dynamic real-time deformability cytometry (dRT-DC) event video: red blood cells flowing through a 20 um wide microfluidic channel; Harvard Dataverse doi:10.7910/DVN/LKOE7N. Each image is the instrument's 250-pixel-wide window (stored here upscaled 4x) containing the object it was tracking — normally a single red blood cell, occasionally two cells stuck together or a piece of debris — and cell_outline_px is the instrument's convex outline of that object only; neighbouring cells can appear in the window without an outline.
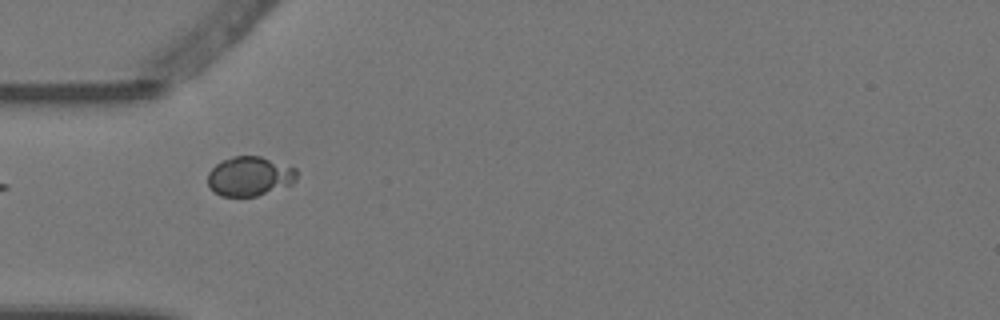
{"species": "Egyptian fruit bat (a non-hibernating species)", "species_latin": "Rousettus aegyptiacus", "temperature_condition": "warm", "stored_images_in_passage": 10, "camera_frame_rate_fps": 3000, "um_per_image_px": 0.085, "animal": {"sex": "female"}, "frame": {"image": 1, "passage_image": 5, "time_ms": 1.333, "image_size_px": [1000, 320], "cell_outline_px": [[296, 180], [292, 184], [256, 196], [220, 196], [208, 184], [208, 172], [216, 164], [232, 156], [260, 156], [296, 168]], "centroid_in_image_um": [21.22, 14.98], "position_along_channel_um": 63.8, "area_um2": 20.23}}
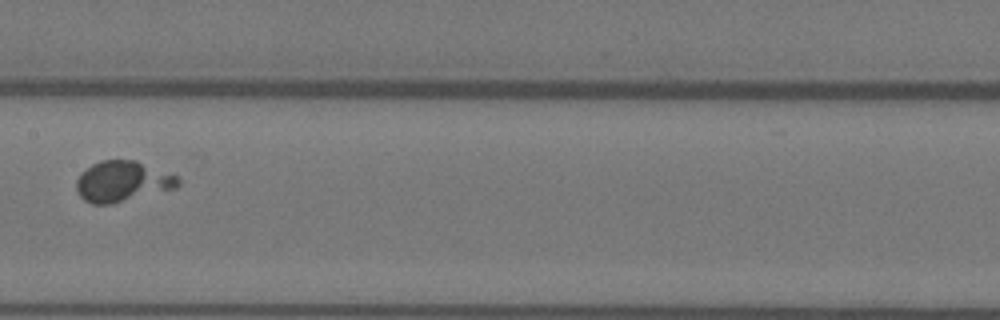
{"frame": {"image": 2, "passage_image": 8, "time_ms": 2.333, "image_size_px": [1000, 320], "cell_outline_px": [[180, 184], [176, 188], [112, 204], [92, 204], [84, 200], [76, 192], [76, 180], [80, 172], [92, 164], [100, 160], [136, 160], [180, 176]], "centroid_in_image_um": [10.41, 15.42], "position_along_channel_um": 197.0, "area_um2": 24.45}}
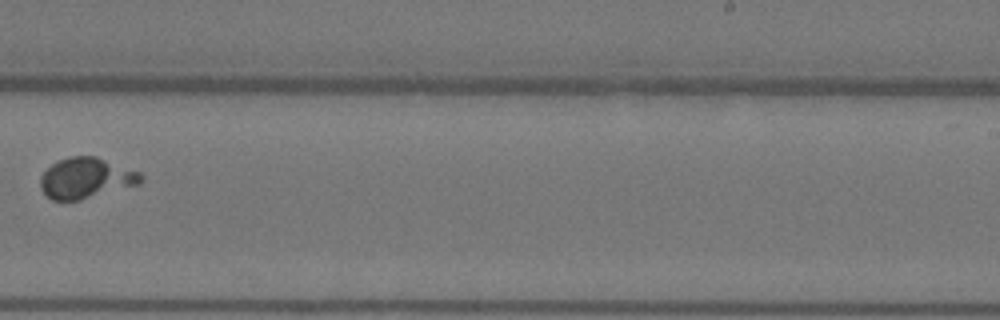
{"frame": {"image": 3, "passage_image": 10, "time_ms": 3.0, "image_size_px": [1000, 320], "cell_outline_px": [[144, 180], [140, 184], [80, 200], [52, 200], [40, 188], [40, 176], [52, 164], [68, 156], [96, 156], [140, 172], [144, 176]], "centroid_in_image_um": [7.33, 15.14], "position_along_channel_um": 281.7, "area_um2": 23.81}}